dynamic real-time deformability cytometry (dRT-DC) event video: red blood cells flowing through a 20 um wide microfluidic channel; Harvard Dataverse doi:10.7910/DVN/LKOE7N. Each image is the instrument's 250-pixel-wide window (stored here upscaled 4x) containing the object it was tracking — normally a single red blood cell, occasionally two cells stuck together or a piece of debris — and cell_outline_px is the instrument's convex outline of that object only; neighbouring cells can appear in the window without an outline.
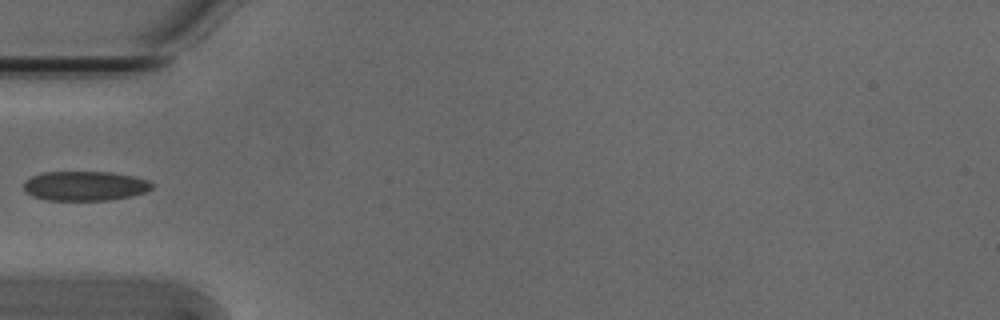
{"species": "Egyptian fruit bat (a non-hibernating species)", "species_latin": "Rousettus aegyptiacus", "temperature_condition": "cold", "stored_images_in_passage": 5, "camera_frame_rate_fps": 3000, "um_per_image_px": 0.085, "animal": {"sex": "male"}, "frame": {"image": 1, "passage_image": 4, "time_ms": 1.0, "image_size_px": [1000, 320], "cell_outline_px": [[152, 188], [144, 192], [132, 196], [108, 200], [48, 200], [32, 196], [24, 188], [24, 180], [32, 176], [44, 172], [112, 172], [132, 176], [148, 180], [152, 184]], "centroid_in_image_um": [7.21, 15.8], "position_along_channel_um": 77.8, "area_um2": 21.96}}